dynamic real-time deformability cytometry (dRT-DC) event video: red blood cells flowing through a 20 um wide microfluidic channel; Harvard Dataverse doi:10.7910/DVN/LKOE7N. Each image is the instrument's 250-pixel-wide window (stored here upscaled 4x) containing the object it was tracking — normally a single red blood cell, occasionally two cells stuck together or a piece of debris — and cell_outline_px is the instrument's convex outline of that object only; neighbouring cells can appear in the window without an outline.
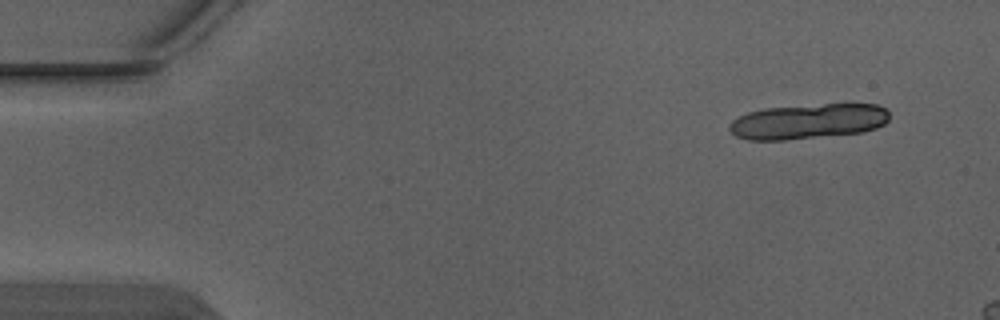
{"species": "Egyptian fruit bat (a non-hibernating species)", "species_latin": "Rousettus aegyptiacus", "temperature_condition": "warm", "stored_images_in_passage": 3, "camera_frame_rate_fps": 3000, "um_per_image_px": 0.085, "animal": {"sex": "male"}, "frame": {"image": 1, "passage_image": 1, "time_ms": 0.0, "image_size_px": [1000, 320], "cell_outline_px": [[888, 120], [884, 124], [876, 128], [864, 132], [784, 140], [748, 140], [736, 136], [728, 128], [732, 120], [748, 112], [764, 108], [824, 104], [876, 104], [888, 108]], "centroid_in_image_um": [68.71, 10.32], "position_along_channel_um": 16.3, "area_um2": 32.77}}